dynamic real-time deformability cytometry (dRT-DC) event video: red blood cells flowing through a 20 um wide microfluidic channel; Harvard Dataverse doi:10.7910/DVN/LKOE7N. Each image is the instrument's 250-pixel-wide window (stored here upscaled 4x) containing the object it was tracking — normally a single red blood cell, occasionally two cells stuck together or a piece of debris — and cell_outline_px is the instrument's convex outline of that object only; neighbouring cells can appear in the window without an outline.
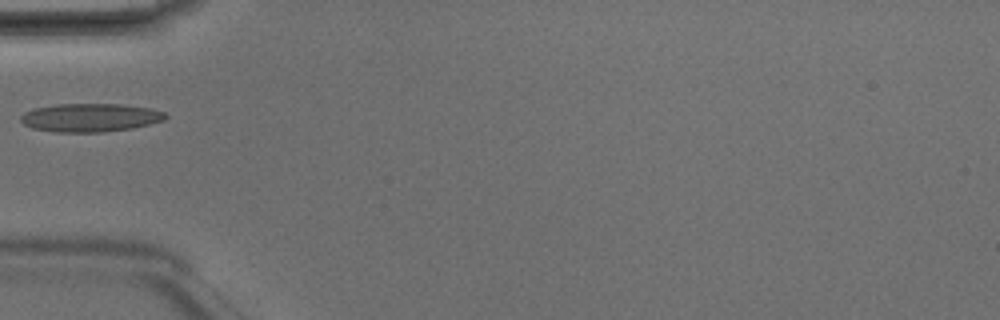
{"species": "Egyptian fruit bat (a non-hibernating species)", "species_latin": "Rousettus aegyptiacus", "temperature_condition": "room temperature", "stored_images_in_passage": 2, "camera_frame_rate_fps": 3000, "um_per_image_px": 0.085, "animal": {"sex": "male"}, "frame": {"image": 1, "passage_image": 2, "time_ms": 0.333, "image_size_px": [1000, 320], "cell_outline_px": [[168, 116], [164, 120], [132, 128], [104, 132], [56, 132], [32, 128], [24, 124], [20, 120], [20, 116], [24, 112], [36, 108], [56, 104], [120, 104], [148, 108], [164, 112]], "centroid_in_image_um": [7.65, 10.0], "position_along_channel_um": 77.4, "area_um2": 23.81}}